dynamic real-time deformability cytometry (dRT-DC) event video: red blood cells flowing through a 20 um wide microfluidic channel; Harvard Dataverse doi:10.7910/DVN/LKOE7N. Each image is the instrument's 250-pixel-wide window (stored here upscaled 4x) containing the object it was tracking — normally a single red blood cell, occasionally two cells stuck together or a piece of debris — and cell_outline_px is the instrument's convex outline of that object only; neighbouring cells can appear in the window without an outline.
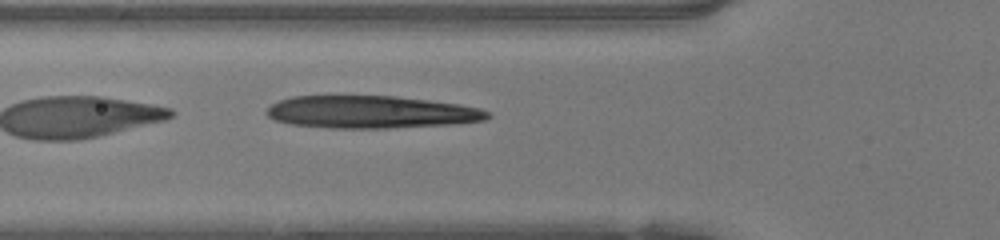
{"species": "human", "species_latin": "Homo sapiens", "temperature_condition": "warm", "stored_images_in_passage": 10, "camera_frame_rate_fps": 3000, "um_per_image_px": 0.085, "donor": {"sex": "female"}, "frame": {"image": 1, "passage_image": 4, "time_ms": 1.0, "image_size_px": [1000, 240], "cell_outline_px": [[492, 116], [484, 120], [452, 124], [388, 128], [328, 128], [292, 124], [276, 120], [268, 116], [264, 112], [272, 104], [280, 100], [292, 96], [396, 96], [460, 104], [480, 108], [488, 112]], "centroid_in_image_um": [31.54, 9.52], "position_along_channel_um": 94.3, "area_um2": 41.79}}